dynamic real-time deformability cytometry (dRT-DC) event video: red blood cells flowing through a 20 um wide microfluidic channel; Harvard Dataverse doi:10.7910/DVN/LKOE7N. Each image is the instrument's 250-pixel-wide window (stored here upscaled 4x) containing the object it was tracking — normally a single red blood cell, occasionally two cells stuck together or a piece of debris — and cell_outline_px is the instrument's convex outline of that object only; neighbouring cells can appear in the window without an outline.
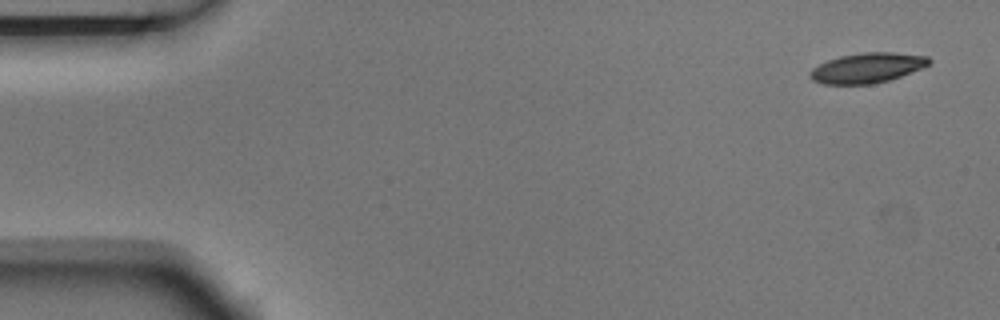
{"species": "Egyptian fruit bat (a non-hibernating species)", "species_latin": "Rousettus aegyptiacus", "temperature_condition": "room temperature", "stored_images_in_passage": 4, "camera_frame_rate_fps": 3000, "um_per_image_px": 0.085, "animal": {"sex": "male"}, "frame": {"image": 1, "passage_image": 1, "time_ms": 0.0, "image_size_px": [1000, 320], "cell_outline_px": [[932, 60], [924, 68], [888, 80], [872, 84], [824, 84], [812, 80], [808, 76], [808, 72], [812, 68], [828, 60], [840, 56], [864, 52], [892, 52], [928, 56]], "centroid_in_image_um": [73.71, 5.77], "position_along_channel_um": 11.3, "area_um2": 20.87}}
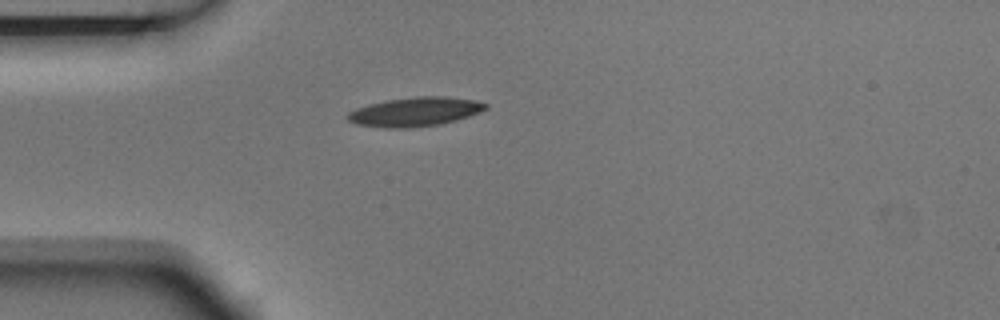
{"frame": {"image": 2, "passage_image": 4, "time_ms": 1.0, "image_size_px": [1000, 320], "cell_outline_px": [[488, 108], [480, 112], [456, 120], [440, 124], [408, 128], [384, 128], [356, 124], [348, 120], [348, 112], [356, 108], [368, 104], [388, 100], [416, 96], [444, 96], [476, 100], [488, 104]], "centroid_in_image_um": [35.29, 9.5], "position_along_channel_um": 49.7, "area_um2": 23.41}}